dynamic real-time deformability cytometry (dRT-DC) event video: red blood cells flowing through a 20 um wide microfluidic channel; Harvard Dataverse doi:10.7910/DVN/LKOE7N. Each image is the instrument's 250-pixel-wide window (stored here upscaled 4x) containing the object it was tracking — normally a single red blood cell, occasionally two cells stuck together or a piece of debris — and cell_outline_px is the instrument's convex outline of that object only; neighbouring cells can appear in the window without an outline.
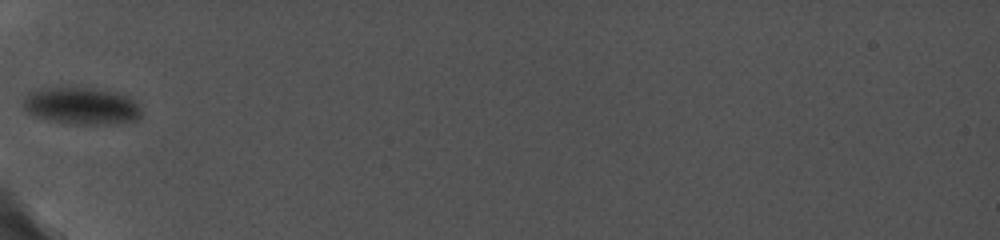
{"species": "common noctule bat (a hibernating species)", "species_latin": "Nyctalus noctula", "temperature_condition": "cold", "stored_images_in_passage": 20, "camera_frame_rate_fps": 5000, "um_per_image_px": 0.085, "animal": {"sex": "female", "body_mass_g": 19.0, "forearm_length_mm": 56.7}, "frame": {"image": 1, "passage_image": 1, "time_ms": 0.0, "image_size_px": [1000, 240], "cell_outline_px": [[140, 116], [136, 120], [108, 124], [72, 124], [52, 120], [36, 116], [28, 112], [24, 108], [24, 96], [28, 92], [36, 88], [92, 88], [120, 92], [136, 100], [140, 108]], "centroid_in_image_um": [6.94, 8.98], "position_along_channel_um": 78.1, "area_um2": 25.55}}
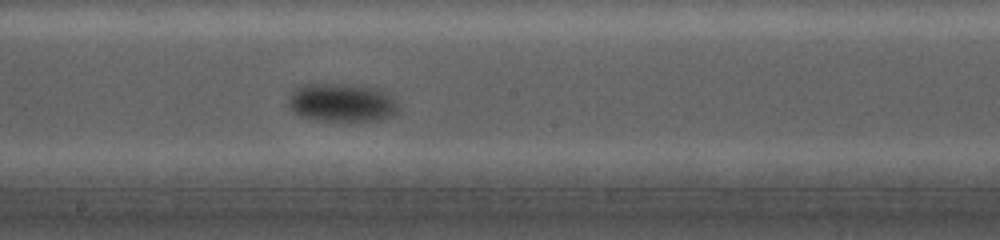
{"frame": {"image": 2, "passage_image": 9, "time_ms": 4.0, "image_size_px": [1000, 240], "cell_outline_px": [[400, 112], [392, 116], [380, 120], [320, 120], [300, 116], [292, 112], [288, 104], [288, 100], [292, 92], [300, 84], [352, 84], [380, 88], [392, 96], [400, 108]], "centroid_in_image_um": [29.09, 8.71], "position_along_channel_um": 219.1, "area_um2": 24.91}}